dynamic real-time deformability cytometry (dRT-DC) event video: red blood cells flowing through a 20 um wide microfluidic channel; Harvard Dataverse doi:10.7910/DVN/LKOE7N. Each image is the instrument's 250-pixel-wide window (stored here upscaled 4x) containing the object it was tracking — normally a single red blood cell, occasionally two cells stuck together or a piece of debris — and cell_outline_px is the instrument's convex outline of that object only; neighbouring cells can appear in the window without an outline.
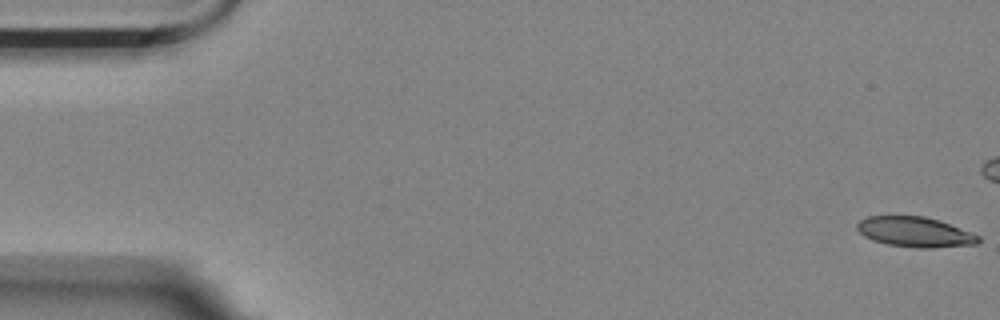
{"species": "Egyptian fruit bat (a non-hibernating species)", "species_latin": "Rousettus aegyptiacus", "temperature_condition": "room temperature", "stored_images_in_passage": 46, "camera_frame_rate_fps": 3000, "um_per_image_px": 0.085, "animal": {"sex": "female"}, "frame": {"image": 1, "passage_image": 1, "time_ms": 0.0, "image_size_px": [1000, 320], "cell_outline_px": [[980, 240], [976, 244], [932, 248], [916, 248], [888, 244], [872, 240], [864, 236], [856, 228], [856, 224], [860, 220], [868, 216], [924, 216], [940, 220], [980, 236]], "centroid_in_image_um": [77.76, 19.72], "position_along_channel_um": 7.2, "area_um2": 21.27}}
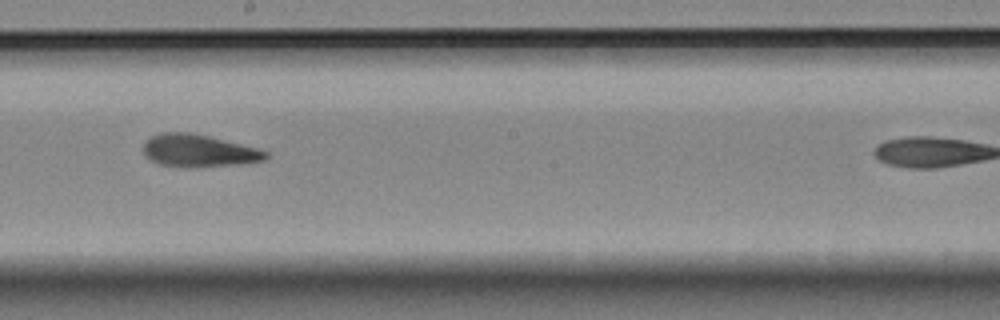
{"frame": {"image": 2, "passage_image": 32, "time_ms": 10.333, "image_size_px": [1000, 320], "cell_outline_px": [[268, 160], [248, 164], [196, 168], [180, 168], [160, 164], [144, 156], [144, 144], [152, 136], [160, 132], [188, 132], [208, 136], [260, 148], [268, 152]], "centroid_in_image_um": [16.96, 12.84], "position_along_channel_um": 231.2, "area_um2": 23.76}}
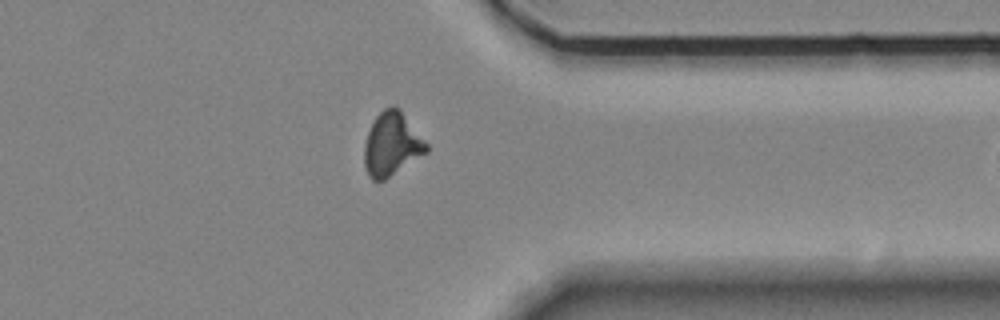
{"frame": {"image": 3, "passage_image": 45, "time_ms": 14.667, "image_size_px": [1000, 320], "cell_outline_px": [[428, 152], [384, 180], [372, 180], [368, 176], [364, 168], [364, 144], [368, 132], [376, 116], [384, 108], [392, 104], [400, 108], [428, 144]], "centroid_in_image_um": [33.3, 12.25], "position_along_channel_um": 378.1, "area_um2": 23.12}}